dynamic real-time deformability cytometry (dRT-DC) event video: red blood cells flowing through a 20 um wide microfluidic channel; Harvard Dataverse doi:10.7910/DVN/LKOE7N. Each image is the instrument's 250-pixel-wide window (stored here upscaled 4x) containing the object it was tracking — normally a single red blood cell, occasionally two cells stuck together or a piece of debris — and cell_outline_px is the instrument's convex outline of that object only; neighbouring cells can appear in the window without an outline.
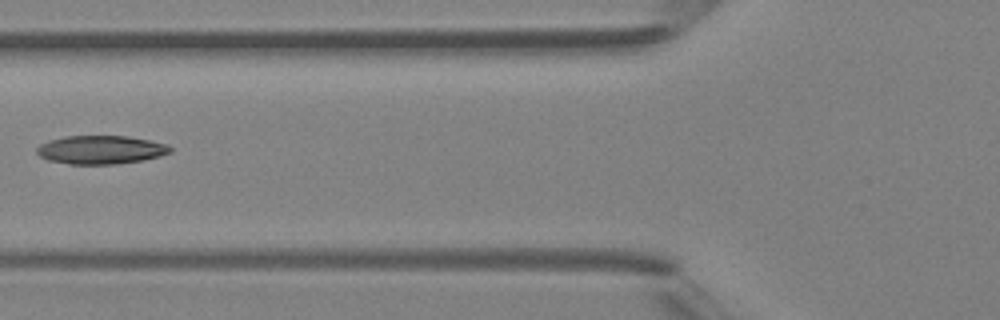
{"species": "Egyptian fruit bat (a non-hibernating species)", "species_latin": "Rousettus aegyptiacus", "temperature_condition": "room temperature", "stored_images_in_passage": 5, "camera_frame_rate_fps": 3000, "um_per_image_px": 0.085, "animal": {"sex": "female"}, "frame": {"image": 1, "passage_image": 5, "time_ms": 4.667, "image_size_px": [1000, 320], "cell_outline_px": [[172, 152], [160, 156], [144, 160], [116, 164], [68, 164], [48, 160], [40, 156], [36, 152], [36, 148], [40, 144], [48, 140], [64, 136], [128, 136], [168, 144], [172, 148]], "centroid_in_image_um": [8.57, 12.73], "position_along_channel_um": 117.2, "area_um2": 22.31}}